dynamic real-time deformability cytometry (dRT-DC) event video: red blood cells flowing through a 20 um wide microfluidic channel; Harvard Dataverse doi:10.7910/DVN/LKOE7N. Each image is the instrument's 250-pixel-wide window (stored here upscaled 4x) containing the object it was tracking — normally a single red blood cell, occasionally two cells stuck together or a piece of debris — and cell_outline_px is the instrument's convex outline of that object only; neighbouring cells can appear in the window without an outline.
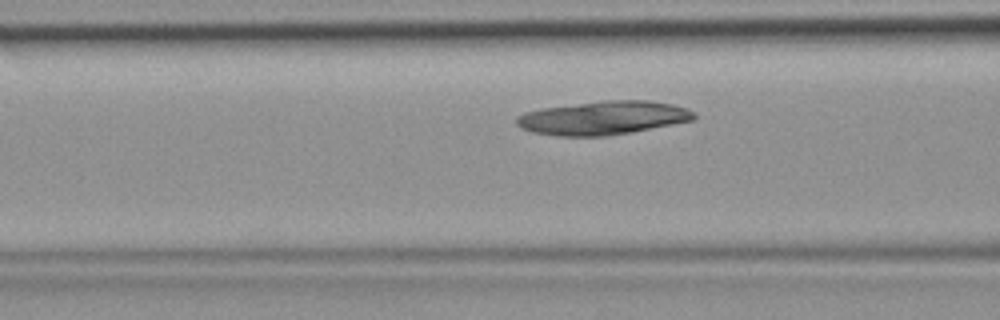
{"species": "common noctule bat (a hibernating species)", "species_latin": "Nyctalus noctula", "temperature_condition": "room temperature", "stored_images_in_passage": 7, "camera_frame_rate_fps": 3000, "um_per_image_px": 0.085, "animal": {"sex": "female", "body_mass_g": 19.9}, "frame": {"image": 1, "passage_image": 7, "time_ms": 2.0, "image_size_px": [1000, 320], "cell_outline_px": [[696, 116], [692, 120], [632, 132], [608, 136], [556, 136], [532, 132], [520, 128], [516, 124], [516, 116], [524, 112], [540, 108], [604, 100], [648, 100], [672, 104], [688, 108], [696, 112]], "centroid_in_image_um": [51.23, 10.02], "position_along_channel_um": 115.4, "area_um2": 35.03}}